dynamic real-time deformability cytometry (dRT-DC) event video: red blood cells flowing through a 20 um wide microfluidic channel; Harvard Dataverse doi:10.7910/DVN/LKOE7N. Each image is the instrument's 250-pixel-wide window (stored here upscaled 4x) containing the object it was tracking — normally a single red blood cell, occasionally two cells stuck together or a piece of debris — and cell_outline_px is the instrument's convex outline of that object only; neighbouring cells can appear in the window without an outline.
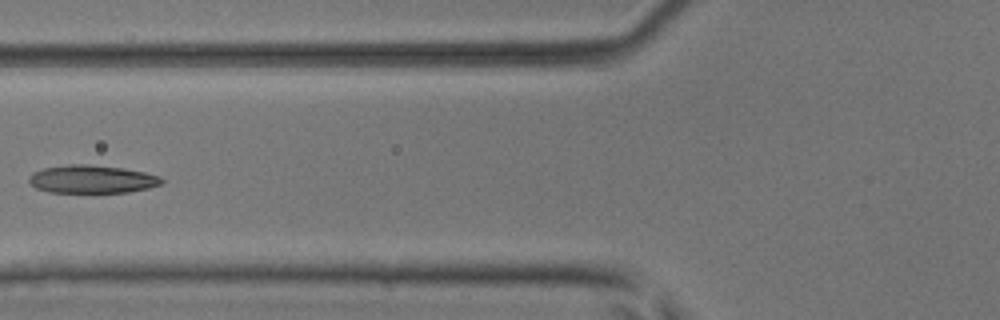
{"species": "common noctule bat (a hibernating species)", "species_latin": "Nyctalus noctula", "temperature_condition": "room temperature", "stored_images_in_passage": 6, "camera_frame_rate_fps": 3000, "um_per_image_px": 0.085, "animal": {"sex": "male", "body_mass_g": 17.9, "forearm_length_mm": 54.2}, "frame": {"image": 1, "passage_image": 6, "time_ms": 1.667, "image_size_px": [1000, 320], "cell_outline_px": [[164, 180], [160, 184], [148, 188], [128, 192], [48, 192], [36, 188], [28, 180], [28, 176], [32, 172], [44, 168], [68, 164], [88, 164], [120, 168], [144, 172], [160, 176]], "centroid_in_image_um": [7.78, 15.23], "position_along_channel_um": 118.0, "area_um2": 21.56}}